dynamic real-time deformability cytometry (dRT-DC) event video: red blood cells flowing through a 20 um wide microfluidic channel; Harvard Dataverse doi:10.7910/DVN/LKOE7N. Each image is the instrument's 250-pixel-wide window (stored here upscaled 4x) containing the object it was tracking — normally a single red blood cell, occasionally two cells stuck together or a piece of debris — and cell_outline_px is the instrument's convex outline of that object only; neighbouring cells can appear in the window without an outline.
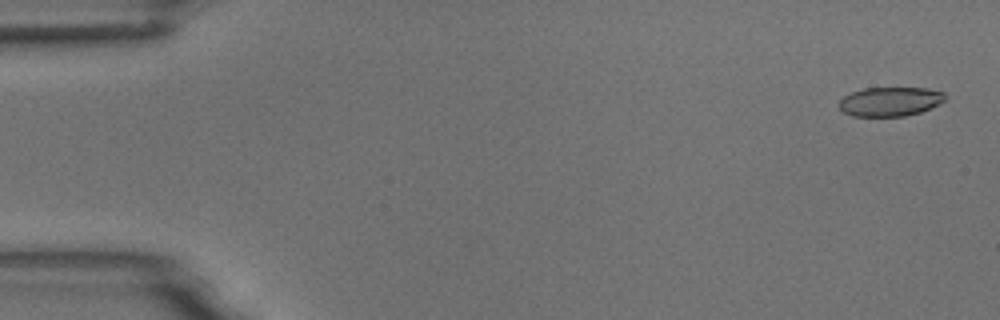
{"species": "common noctule bat (a hibernating species)", "species_latin": "Nyctalus noctula", "temperature_condition": "room temperature", "stored_images_in_passage": 14, "camera_frame_rate_fps": 3000, "um_per_image_px": 0.085, "animal": {"sex": "male", "body_mass_g": 18.8}, "frame": {"image": 1, "passage_image": 2, "time_ms": 0.333, "image_size_px": [1000, 320], "cell_outline_px": [[944, 100], [940, 104], [920, 112], [904, 116], [852, 116], [844, 112], [840, 108], [840, 100], [844, 96], [852, 92], [864, 88], [928, 88], [944, 92]], "centroid_in_image_um": [75.67, 8.63], "position_along_channel_um": 9.3, "area_um2": 17.92}}